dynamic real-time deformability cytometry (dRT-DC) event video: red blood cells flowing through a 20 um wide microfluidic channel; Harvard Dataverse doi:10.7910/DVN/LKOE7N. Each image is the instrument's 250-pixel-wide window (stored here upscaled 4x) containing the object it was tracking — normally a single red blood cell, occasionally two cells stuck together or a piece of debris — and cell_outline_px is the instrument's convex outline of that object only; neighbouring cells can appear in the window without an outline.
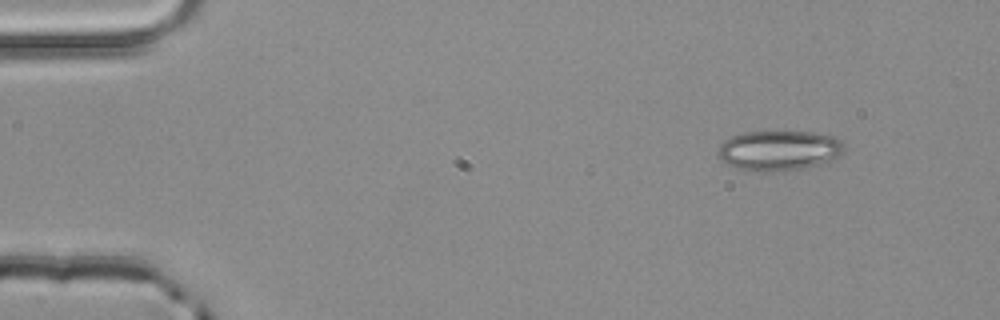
{"species": "common noctule bat (a hibernating species)", "species_latin": "Nyctalus noctula", "temperature_condition": "room temperature", "stored_images_in_passage": 3, "camera_frame_rate_fps": 3000, "um_per_image_px": 0.085, "animal": {"sex": "male", "body_mass_g": 20.4}, "frame": {"image": 1, "passage_image": 1, "time_ms": 0.0, "image_size_px": [1000, 320], "cell_outline_px": [[844, 152], [820, 164], [804, 168], [768, 172], [748, 172], [728, 164], [716, 152], [720, 144], [724, 140], [732, 136], [744, 132], [812, 132], [832, 136], [844, 140]], "centroid_in_image_um": [66.2, 12.79], "position_along_channel_um": 18.8, "area_um2": 29.48}}